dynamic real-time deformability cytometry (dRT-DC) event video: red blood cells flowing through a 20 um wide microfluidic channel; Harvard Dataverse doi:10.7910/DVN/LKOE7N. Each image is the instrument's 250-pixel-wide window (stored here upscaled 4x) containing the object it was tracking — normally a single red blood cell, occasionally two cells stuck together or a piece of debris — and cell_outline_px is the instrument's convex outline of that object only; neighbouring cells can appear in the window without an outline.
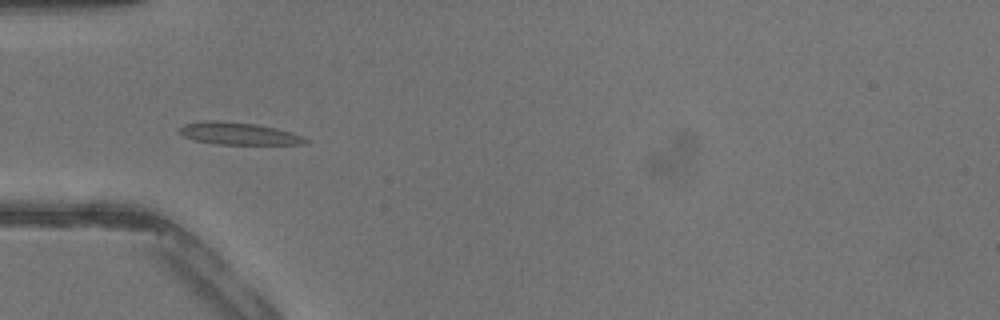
{"species": "common noctule bat (a hibernating species)", "species_latin": "Nyctalus noctula", "temperature_condition": "warm", "stored_images_in_passage": 29, "camera_frame_rate_fps": 3000, "um_per_image_px": 0.085, "animal": {"sex": "male", "body_mass_g": 13.3}, "frame": {"image": 1, "passage_image": 1, "time_ms": 0.0, "image_size_px": [1000, 320], "cell_outline_px": [[308, 144], [216, 144], [196, 140], [184, 136], [180, 132], [180, 128], [184, 124], [204, 120], [220, 120], [256, 124], [276, 128], [300, 136], [308, 140]], "centroid_in_image_um": [20.25, 11.34], "position_along_channel_um": 64.7, "area_um2": 16.13}}
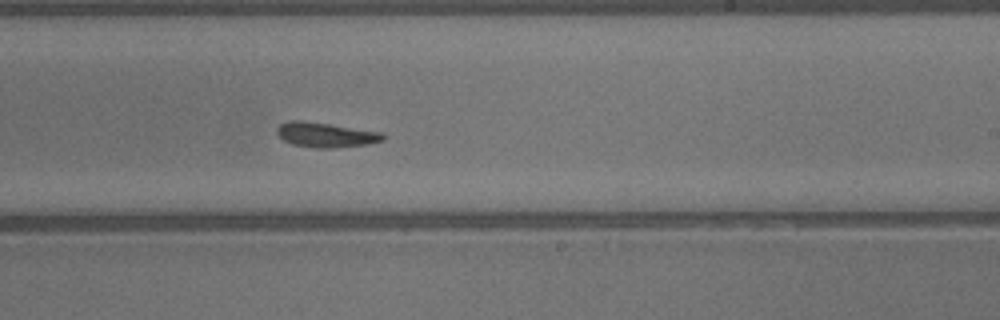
{"frame": {"image": 2, "passage_image": 13, "time_ms": 4.0, "image_size_px": [1000, 320], "cell_outline_px": [[384, 140], [368, 144], [332, 148], [312, 148], [292, 144], [284, 140], [276, 132], [276, 128], [280, 124], [292, 120], [300, 120], [384, 132]], "centroid_in_image_um": [27.69, 11.47], "position_along_channel_um": 261.3, "area_um2": 15.32}}
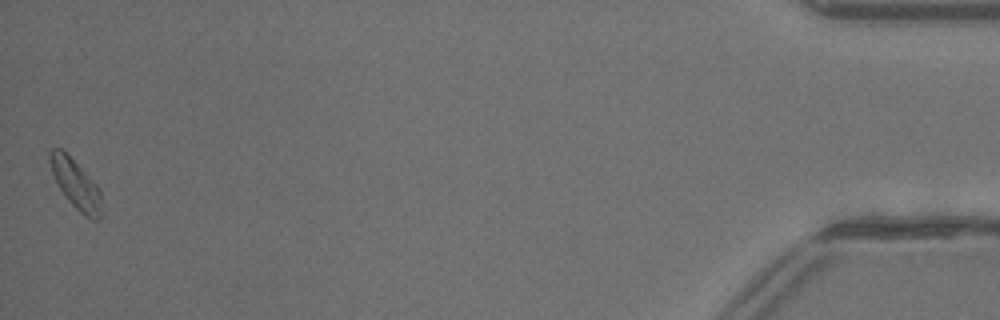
{"frame": {"image": 3, "passage_image": 29, "time_ms": 9.333, "image_size_px": [1000, 320], "cell_outline_px": [[100, 220], [92, 220], [84, 216], [68, 200], [60, 188], [52, 172], [48, 160], [48, 152], [52, 148], [60, 148], [100, 188]], "centroid_in_image_um": [6.42, 15.66], "position_along_channel_um": 428.8, "area_um2": 14.33}}